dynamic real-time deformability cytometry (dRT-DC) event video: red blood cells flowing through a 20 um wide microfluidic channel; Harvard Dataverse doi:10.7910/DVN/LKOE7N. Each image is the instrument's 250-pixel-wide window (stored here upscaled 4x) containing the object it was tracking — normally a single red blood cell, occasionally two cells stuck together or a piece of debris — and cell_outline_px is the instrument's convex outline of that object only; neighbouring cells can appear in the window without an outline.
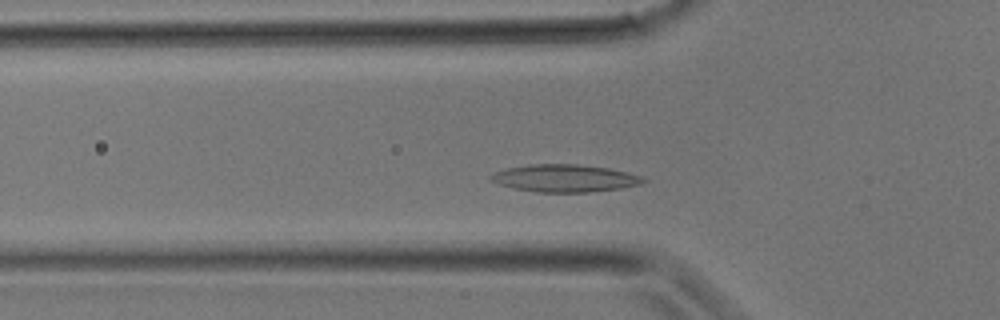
{"species": "common noctule bat (a hibernating species)", "species_latin": "Nyctalus noctula", "temperature_condition": "room temperature", "stored_images_in_passage": 28, "camera_frame_rate_fps": 3000, "um_per_image_px": 0.085, "animal": {"sex": "male", "body_mass_g": 17.9}, "frame": {"image": 1, "passage_image": 6, "time_ms": 1.667, "image_size_px": [1000, 320], "cell_outline_px": [[648, 180], [640, 184], [620, 188], [588, 192], [536, 192], [516, 188], [500, 184], [488, 180], [488, 176], [492, 172], [508, 168], [528, 164], [580, 164], [608, 168], [628, 172], [640, 176]], "centroid_in_image_um": [47.97, 15.14], "position_along_channel_um": 77.8, "area_um2": 24.39}}
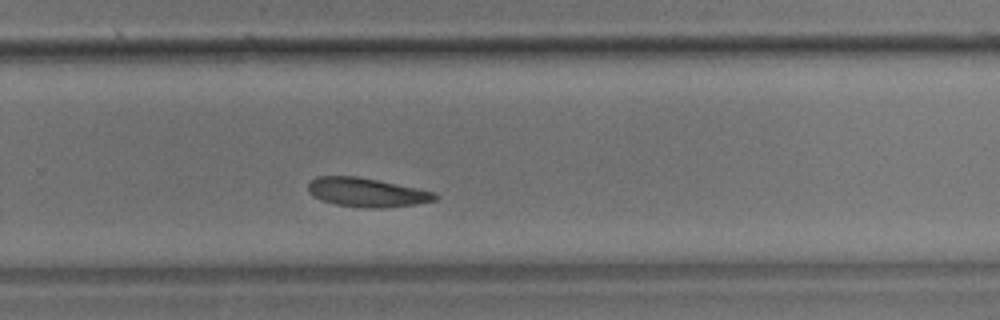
{"frame": {"image": 2, "passage_image": 17, "time_ms": 5.333, "image_size_px": [1000, 320], "cell_outline_px": [[440, 196], [436, 200], [416, 204], [384, 208], [368, 208], [336, 204], [320, 200], [312, 196], [308, 192], [308, 184], [316, 176], [356, 176], [436, 192]], "centroid_in_image_um": [31.17, 16.36], "position_along_channel_um": 298.6, "area_um2": 21.39}}
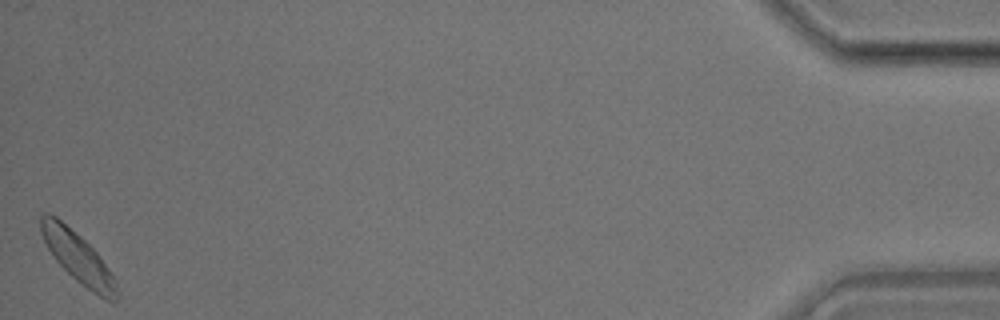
{"frame": {"image": 3, "passage_image": 28, "time_ms": 9.0, "image_size_px": [1000, 320], "cell_outline_px": [[120, 296], [116, 300], [104, 300], [76, 280], [56, 260], [48, 248], [40, 232], [40, 216], [44, 212], [48, 212], [56, 216], [80, 236], [96, 252], [116, 280], [120, 292]], "centroid_in_image_um": [6.64, 21.89], "position_along_channel_um": 428.6, "area_um2": 22.08}}